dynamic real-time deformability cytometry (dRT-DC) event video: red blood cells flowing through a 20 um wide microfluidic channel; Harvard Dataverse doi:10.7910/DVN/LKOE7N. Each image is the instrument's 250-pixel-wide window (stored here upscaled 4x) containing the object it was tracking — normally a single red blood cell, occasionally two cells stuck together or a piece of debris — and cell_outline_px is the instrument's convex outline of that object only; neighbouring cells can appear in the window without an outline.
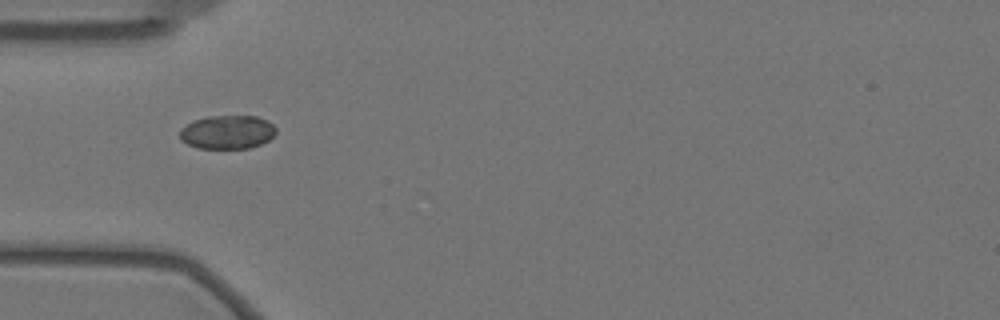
{"species": "Egyptian fruit bat (a non-hibernating species)", "species_latin": "Rousettus aegyptiacus", "temperature_condition": "warm", "stored_images_in_passage": 8, "camera_frame_rate_fps": 3000, "um_per_image_px": 0.085, "animal": {"sex": "female"}, "frame": {"image": 1, "passage_image": 1, "time_ms": 0.0, "image_size_px": [1000, 320], "cell_outline_px": [[276, 132], [268, 140], [260, 144], [248, 148], [196, 148], [180, 140], [180, 128], [196, 120], [208, 116], [256, 116], [268, 120], [276, 128]], "centroid_in_image_um": [19.32, 11.23], "position_along_channel_um": 65.7, "area_um2": 18.79}}
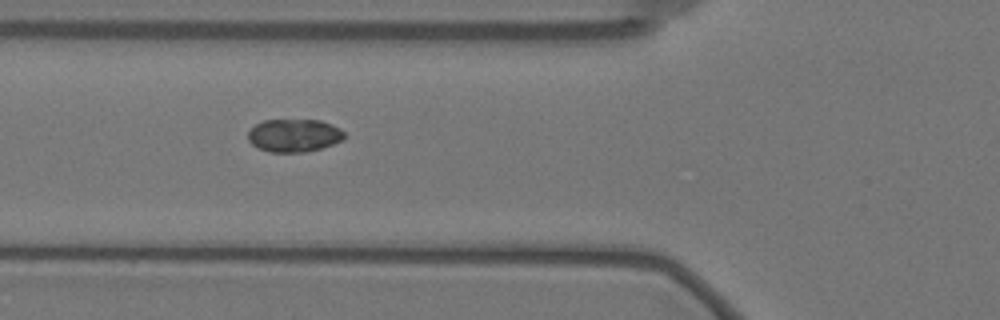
{"frame": {"image": 2, "passage_image": 4, "time_ms": 1.0, "image_size_px": [1000, 320], "cell_outline_px": [[344, 140], [320, 148], [304, 152], [268, 152], [252, 144], [248, 140], [248, 132], [256, 124], [264, 120], [320, 120], [332, 124], [340, 128], [344, 132]], "centroid_in_image_um": [25.0, 11.51], "position_along_channel_um": 100.8, "area_um2": 18.44}}
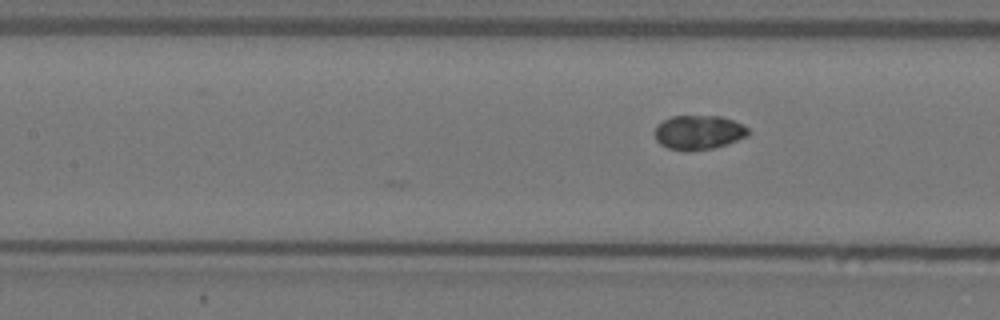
{"frame": {"image": 3, "passage_image": 8, "time_ms": 2.333, "image_size_px": [1000, 320], "cell_outline_px": [[748, 136], [712, 148], [688, 152], [684, 152], [668, 148], [660, 144], [656, 140], [656, 128], [664, 120], [672, 116], [720, 116], [732, 120], [748, 128]], "centroid_in_image_um": [59.36, 11.27], "position_along_channel_um": 148.0, "area_um2": 18.44}}